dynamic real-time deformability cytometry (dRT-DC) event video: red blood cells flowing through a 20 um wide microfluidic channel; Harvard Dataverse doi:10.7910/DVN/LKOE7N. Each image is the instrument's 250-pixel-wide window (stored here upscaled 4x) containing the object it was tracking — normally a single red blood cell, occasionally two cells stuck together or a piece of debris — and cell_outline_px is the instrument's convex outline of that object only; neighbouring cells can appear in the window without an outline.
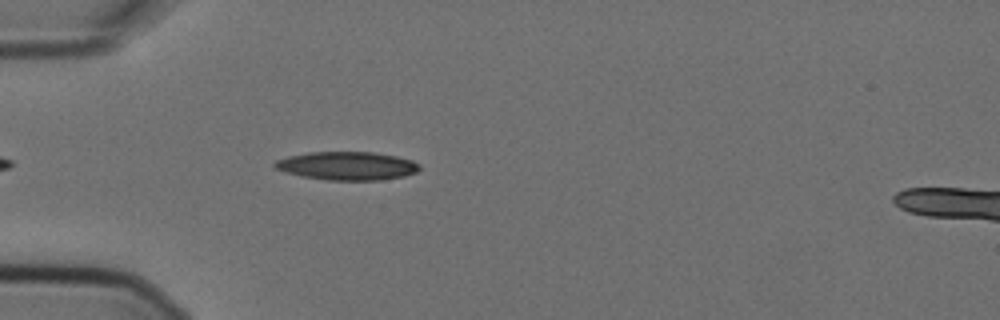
{"species": "Egyptian fruit bat (a non-hibernating species)", "species_latin": "Rousettus aegyptiacus", "temperature_condition": "cold", "stored_images_in_passage": 4, "camera_frame_rate_fps": 3000, "um_per_image_px": 0.085, "animal": {"sex": "female"}, "frame": {"image": 1, "passage_image": 3, "time_ms": 0.667, "image_size_px": [1000, 320], "cell_outline_px": [[420, 168], [416, 172], [404, 176], [380, 180], [328, 180], [300, 176], [276, 168], [272, 164], [276, 160], [288, 156], [308, 152], [372, 152], [396, 156], [412, 160], [420, 164]], "centroid_in_image_um": [29.51, 14.09], "position_along_channel_um": 55.5, "area_um2": 23.87}}